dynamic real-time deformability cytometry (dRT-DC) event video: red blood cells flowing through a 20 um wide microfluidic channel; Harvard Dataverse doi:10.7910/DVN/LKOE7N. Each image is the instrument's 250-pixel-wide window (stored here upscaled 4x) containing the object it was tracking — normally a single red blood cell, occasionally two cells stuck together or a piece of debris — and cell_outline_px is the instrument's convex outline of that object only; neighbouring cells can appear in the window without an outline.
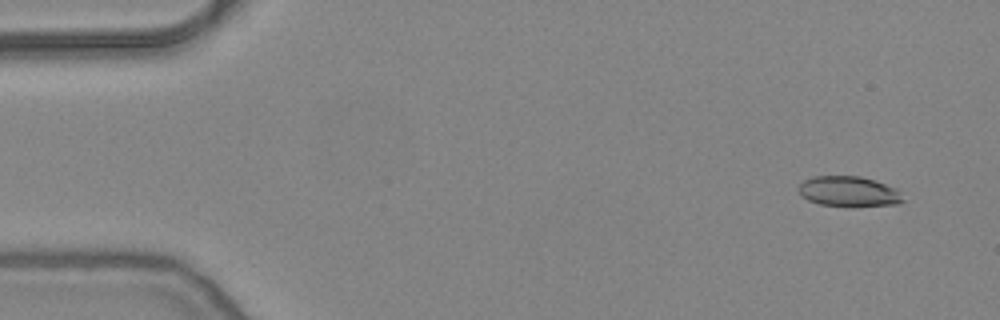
{"species": "common noctule bat (a hibernating species)", "species_latin": "Nyctalus noctula", "temperature_condition": "warm", "stored_images_in_passage": 53, "camera_frame_rate_fps": 3000, "um_per_image_px": 0.085, "animal": {"sex": "female", "body_mass_g": 24.6, "forearm_length_mm": 56.2}, "frame": {"image": 1, "passage_image": 3, "time_ms": 0.667, "image_size_px": [1000, 320], "cell_outline_px": [[904, 200], [900, 204], [852, 208], [820, 204], [808, 200], [800, 196], [800, 184], [804, 180], [812, 176], [860, 176], [896, 188]], "centroid_in_image_um": [72.15, 16.31], "position_along_channel_um": 12.8, "area_um2": 18.73}}
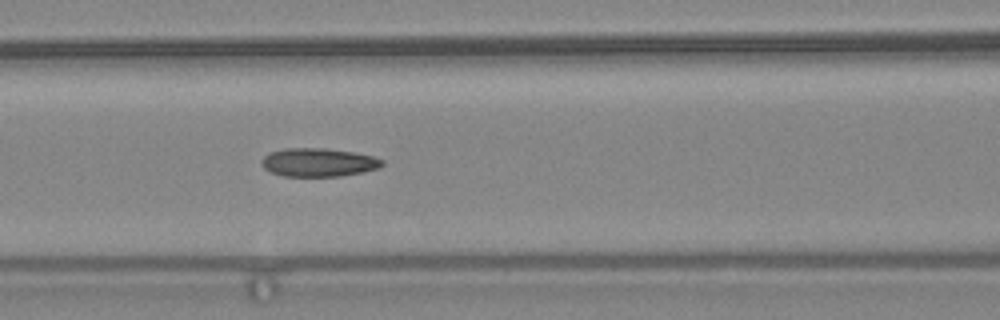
{"frame": {"image": 2, "passage_image": 22, "time_ms": 7.0, "image_size_px": [1000, 320], "cell_outline_px": [[384, 164], [380, 168], [364, 172], [340, 176], [284, 176], [272, 172], [264, 168], [264, 156], [268, 152], [284, 148], [324, 148], [352, 152], [372, 156], [384, 160]], "centroid_in_image_um": [27.11, 13.8], "position_along_channel_um": 139.5, "area_um2": 19.88}}
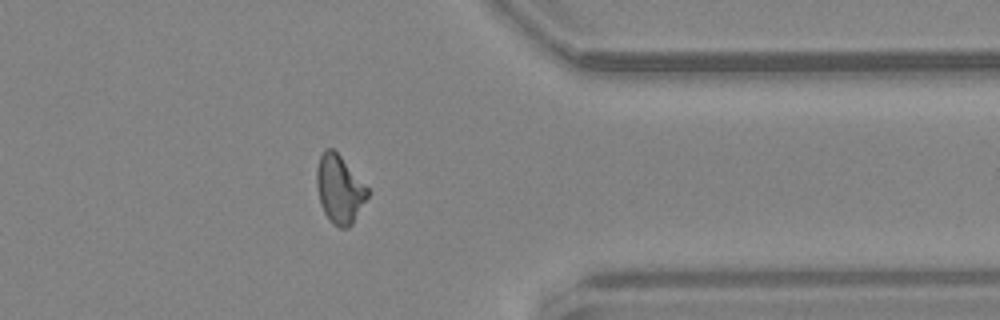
{"frame": {"image": 3, "passage_image": 42, "time_ms": 13.667, "image_size_px": [1000, 320], "cell_outline_px": [[368, 196], [352, 224], [348, 228], [340, 228], [332, 224], [324, 212], [320, 204], [316, 184], [316, 168], [320, 156], [324, 148], [332, 148], [340, 156], [368, 188]], "centroid_in_image_um": [28.83, 16.09], "position_along_channel_um": 382.6, "area_um2": 20.06}, "authors_computed_cell_mechanics": {"area_um2": 19.7098, "velocity_mm_per_s": 3.8492, "shape_relaxation_time_tau1_ms": null, "shape_relaxation_time_tau2_ms": 2.7862, "deformation_change_tau1": null, "deformation_change_tau2": 0.1074}}